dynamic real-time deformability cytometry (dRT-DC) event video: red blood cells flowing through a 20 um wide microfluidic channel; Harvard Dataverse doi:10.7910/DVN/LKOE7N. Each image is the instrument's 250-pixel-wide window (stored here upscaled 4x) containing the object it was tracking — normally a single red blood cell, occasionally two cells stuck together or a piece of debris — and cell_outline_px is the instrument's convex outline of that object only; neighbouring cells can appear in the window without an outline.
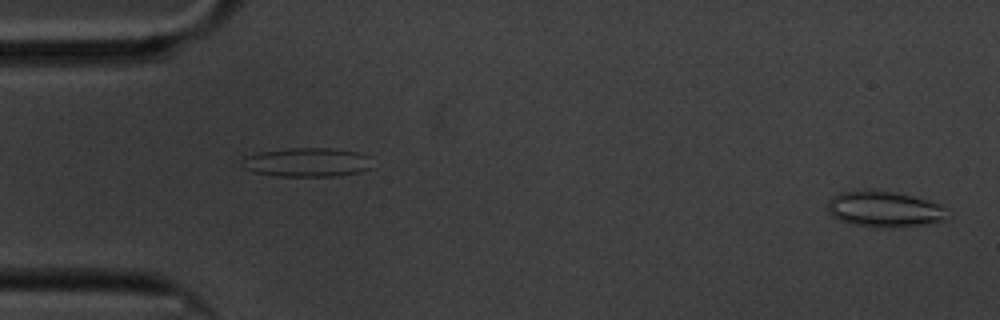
{"species": "common noctule bat (a hibernating species)", "species_latin": "Nyctalus noctula", "temperature_condition": "cold", "stored_images_in_passage": 58, "camera_frame_rate_fps": 3000, "um_per_image_px": 0.085, "animal": {"sex": "male", "body_mass_g": 20.1, "forearm_length_mm": 53.5}, "frame": {"image": 1, "passage_image": 1, "time_ms": 0.0, "image_size_px": [1000, 320], "cell_outline_px": [[944, 220], [928, 224], [892, 228], [872, 228], [852, 224], [840, 220], [832, 216], [828, 212], [828, 200], [832, 196], [840, 192], [864, 188], [872, 188], [912, 196], [936, 204], [940, 208]], "centroid_in_image_um": [75.01, 17.77], "position_along_channel_um": 10.0, "area_um2": 25.03}}
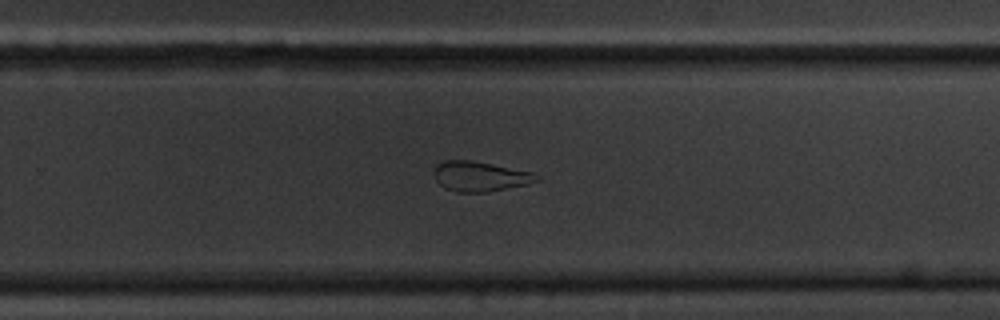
{"frame": {"image": 2, "passage_image": 37, "time_ms": 12.0, "image_size_px": [1000, 320], "cell_outline_px": [[540, 180], [528, 184], [484, 192], [456, 192], [444, 188], [436, 180], [436, 164], [444, 160], [468, 160], [492, 164], [532, 172], [540, 176]], "centroid_in_image_um": [40.82, 14.99], "position_along_channel_um": 289.0, "area_um2": 17.69}}
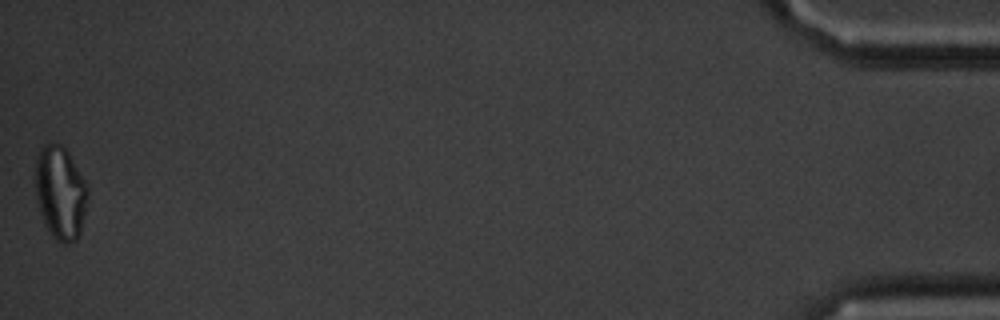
{"frame": {"image": 3, "passage_image": 58, "time_ms": 19.0, "image_size_px": [1000, 320], "cell_outline_px": [[88, 196], [80, 232], [76, 240], [68, 244], [64, 244], [56, 240], [52, 236], [44, 224], [36, 200], [32, 176], [36, 156], [44, 144], [60, 144], [68, 152], [88, 184]], "centroid_in_image_um": [5.09, 16.37], "position_along_channel_um": 430.1, "area_um2": 29.13}, "authors_computed_cell_mechanics": {"area_um2": 21.1837, "velocity_mm_per_s": 3.3646, "shape_relaxation_time_tau1_ms": 6.4166, "shape_relaxation_time_tau2_ms": 2.7393, "deformation_change_tau1": 0.1534, "deformation_change_tau2": 0.1101}}